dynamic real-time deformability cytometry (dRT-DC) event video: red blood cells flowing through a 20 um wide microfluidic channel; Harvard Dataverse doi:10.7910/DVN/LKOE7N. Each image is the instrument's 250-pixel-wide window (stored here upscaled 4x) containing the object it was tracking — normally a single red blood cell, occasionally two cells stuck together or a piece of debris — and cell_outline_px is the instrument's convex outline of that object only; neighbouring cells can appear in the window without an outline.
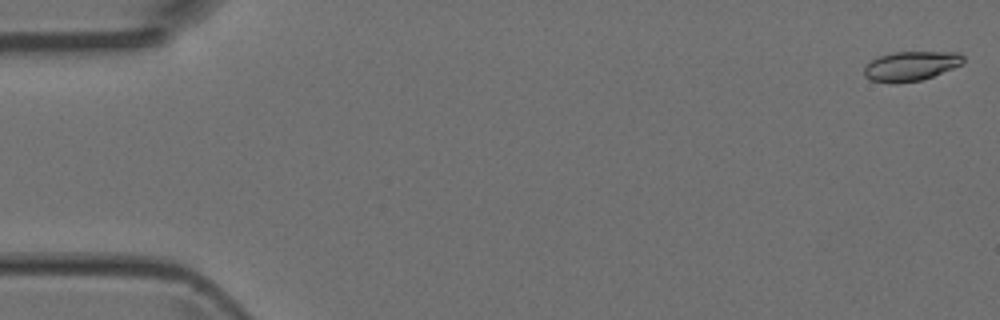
{"species": "Egyptian fruit bat (a non-hibernating species)", "species_latin": "Rousettus aegyptiacus", "temperature_condition": "room temperature", "stored_images_in_passage": 51, "camera_frame_rate_fps": 3000, "um_per_image_px": 0.085, "animal": {"sex": "female"}, "frame": {"image": 1, "passage_image": 1, "time_ms": 0.0, "image_size_px": [1000, 320], "cell_outline_px": [[964, 60], [960, 64], [952, 68], [932, 76], [920, 80], [872, 80], [864, 76], [864, 68], [872, 60], [880, 56], [896, 52], [956, 52], [964, 56]], "centroid_in_image_um": [77.46, 5.56], "position_along_channel_um": 7.5, "area_um2": 16.07}}
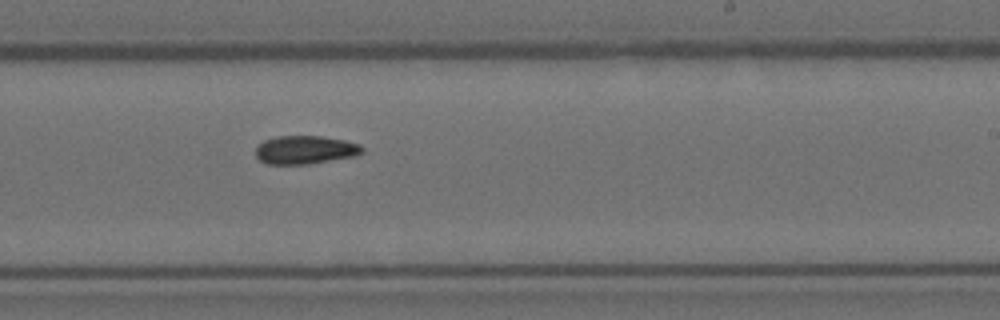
{"frame": {"image": 2, "passage_image": 31, "time_ms": 10.0, "image_size_px": [1000, 320], "cell_outline_px": [[364, 152], [356, 156], [308, 164], [268, 164], [260, 160], [256, 156], [256, 144], [264, 140], [280, 136], [320, 136], [344, 140], [360, 144], [364, 148]], "centroid_in_image_um": [25.95, 12.74], "position_along_channel_um": 263.0, "area_um2": 17.69}}
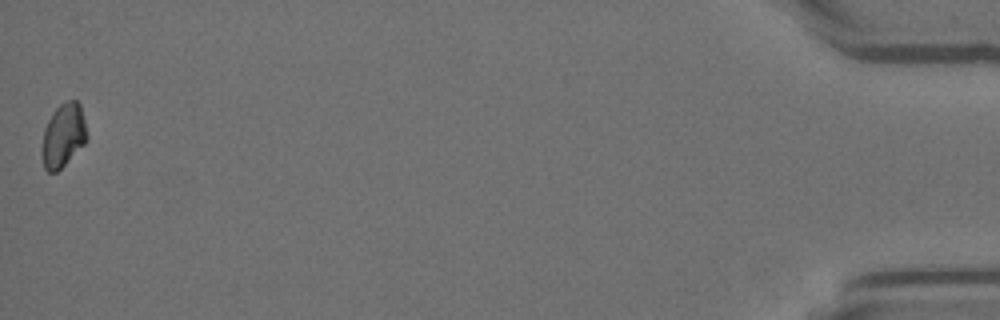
{"frame": {"image": 3, "passage_image": 51, "time_ms": 16.667, "image_size_px": [1000, 320], "cell_outline_px": [[88, 136], [84, 144], [56, 172], [48, 172], [44, 168], [40, 152], [40, 148], [44, 128], [52, 112], [60, 104], [68, 100], [76, 100], [80, 104]], "centroid_in_image_um": [5.34, 11.51], "position_along_channel_um": 429.9, "area_um2": 16.76}}